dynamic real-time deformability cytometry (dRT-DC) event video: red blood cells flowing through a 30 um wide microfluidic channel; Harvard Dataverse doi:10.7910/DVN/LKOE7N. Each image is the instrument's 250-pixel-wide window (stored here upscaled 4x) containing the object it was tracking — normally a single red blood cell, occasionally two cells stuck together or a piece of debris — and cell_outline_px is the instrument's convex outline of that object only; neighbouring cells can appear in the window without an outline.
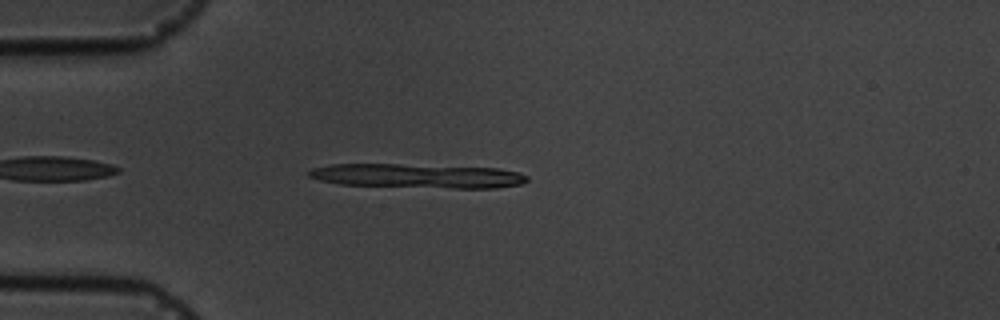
{"species": "common noctule bat (a hibernating species)", "species_latin": "Nyctalus noctula", "temperature_condition": "cold", "stored_images_in_passage": 14, "segment_of_instrument_passage": [1, 2], "camera_frame_rate_fps": 3000, "um_per_image_px": 0.085, "animal": {"sex": "male", "body_mass_g": 19.5, "forearm_length_mm": 54.6}, "frame": {"image": 1, "passage_image": 2, "time_ms": 1.0, "image_size_px": [1000, 320], "cell_outline_px": [[528, 180], [520, 184], [496, 188], [452, 188], [340, 184], [320, 180], [308, 176], [308, 172], [312, 168], [328, 164], [400, 164], [500, 168], [520, 172], [528, 176]], "centroid_in_image_um": [35.51, 14.94], "position_along_channel_um": 49.5, "area_um2": 30.81}}